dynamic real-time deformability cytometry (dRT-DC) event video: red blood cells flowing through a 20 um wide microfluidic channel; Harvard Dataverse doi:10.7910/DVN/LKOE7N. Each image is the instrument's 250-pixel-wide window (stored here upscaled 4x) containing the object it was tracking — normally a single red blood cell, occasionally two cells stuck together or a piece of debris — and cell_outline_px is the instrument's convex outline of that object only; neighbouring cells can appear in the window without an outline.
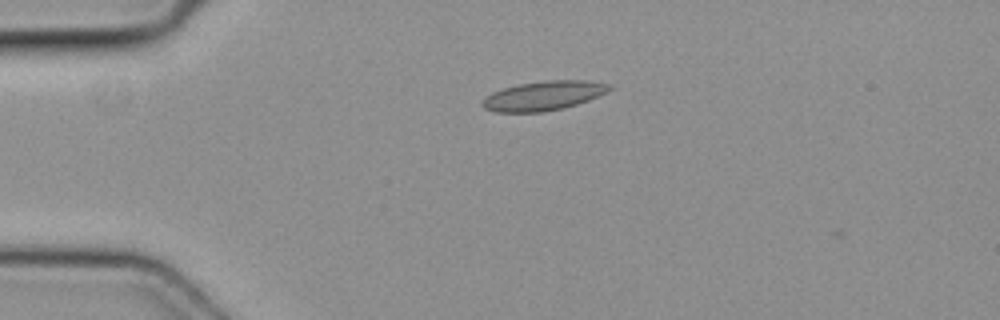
{"species": "common noctule bat (a hibernating species)", "species_latin": "Nyctalus noctula", "temperature_condition": "cold", "stored_images_in_passage": 3, "camera_frame_rate_fps": 3000, "um_per_image_px": 0.085, "animal": {"sex": "female", "body_mass_g": 19.3, "forearm_length_mm": 54.1}, "frame": {"image": 1, "passage_image": 1, "time_ms": 0.0, "image_size_px": [1000, 320], "cell_outline_px": [[612, 88], [608, 92], [588, 100], [564, 108], [544, 112], [496, 112], [484, 108], [480, 104], [480, 100], [484, 96], [492, 92], [504, 88], [520, 84], [544, 80], [588, 80], [612, 84]], "centroid_in_image_um": [46.19, 8.13], "position_along_channel_um": 38.8, "area_um2": 21.96}}